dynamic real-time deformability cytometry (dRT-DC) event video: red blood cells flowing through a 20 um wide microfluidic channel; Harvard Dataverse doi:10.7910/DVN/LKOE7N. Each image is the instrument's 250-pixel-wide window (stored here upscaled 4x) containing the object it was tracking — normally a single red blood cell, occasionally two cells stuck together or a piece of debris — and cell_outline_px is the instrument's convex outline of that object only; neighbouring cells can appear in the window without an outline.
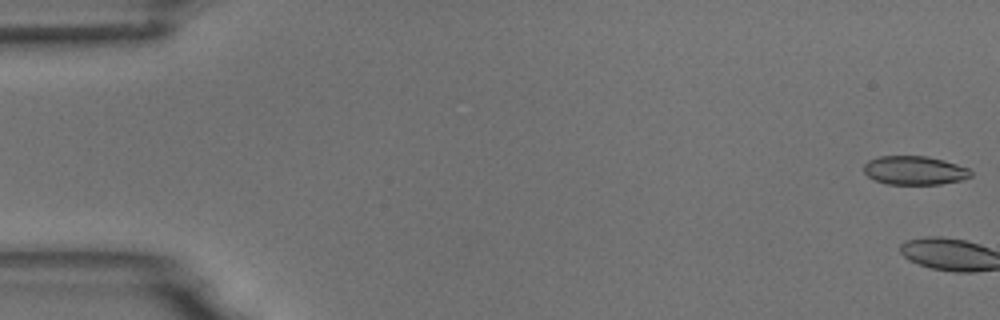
{"species": "common noctule bat (a hibernating species)", "species_latin": "Nyctalus noctula", "temperature_condition": "room temperature", "stored_images_in_passage": 6, "camera_frame_rate_fps": 3000, "um_per_image_px": 0.085, "animal": {"sex": "male", "body_mass_g": 18.8}, "frame": {"image": 1, "passage_image": 1, "time_ms": 0.0, "image_size_px": [1000, 320], "cell_outline_px": [[972, 176], [964, 180], [940, 184], [888, 184], [876, 180], [868, 176], [864, 172], [864, 164], [868, 160], [880, 156], [928, 156], [944, 160], [968, 168], [972, 172]], "centroid_in_image_um": [77.76, 14.48], "position_along_channel_um": 7.2, "area_um2": 17.98}}